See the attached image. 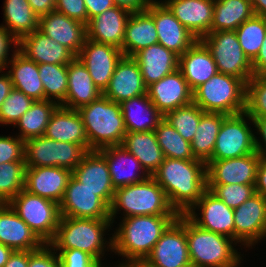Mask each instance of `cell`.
<instances>
[{
  "instance_id": "6da1fadb",
  "label": "cell",
  "mask_w": 266,
  "mask_h": 267,
  "mask_svg": "<svg viewBox=\"0 0 266 267\" xmlns=\"http://www.w3.org/2000/svg\"><path fill=\"white\" fill-rule=\"evenodd\" d=\"M178 216L140 215L118 219L119 223L114 222L113 256L121 257L114 262V267H121L131 261L145 260L156 242Z\"/></svg>"
},
{
  "instance_id": "7a4b0ae2",
  "label": "cell",
  "mask_w": 266,
  "mask_h": 267,
  "mask_svg": "<svg viewBox=\"0 0 266 267\" xmlns=\"http://www.w3.org/2000/svg\"><path fill=\"white\" fill-rule=\"evenodd\" d=\"M152 177L178 214L188 212L207 190L206 162L200 159L164 158Z\"/></svg>"
},
{
  "instance_id": "3957f363",
  "label": "cell",
  "mask_w": 266,
  "mask_h": 267,
  "mask_svg": "<svg viewBox=\"0 0 266 267\" xmlns=\"http://www.w3.org/2000/svg\"><path fill=\"white\" fill-rule=\"evenodd\" d=\"M112 228L113 224L110 219L61 216L55 237L49 245L54 250L78 249L87 252L103 267H112L113 262L109 260L108 263L107 260L108 255L114 259L113 256L111 257V254L113 255Z\"/></svg>"
},
{
  "instance_id": "277c9868",
  "label": "cell",
  "mask_w": 266,
  "mask_h": 267,
  "mask_svg": "<svg viewBox=\"0 0 266 267\" xmlns=\"http://www.w3.org/2000/svg\"><path fill=\"white\" fill-rule=\"evenodd\" d=\"M186 238L193 267H244L245 250L235 240L197 226L187 215Z\"/></svg>"
},
{
  "instance_id": "5b68a950",
  "label": "cell",
  "mask_w": 266,
  "mask_h": 267,
  "mask_svg": "<svg viewBox=\"0 0 266 267\" xmlns=\"http://www.w3.org/2000/svg\"><path fill=\"white\" fill-rule=\"evenodd\" d=\"M140 215H179L170 206L164 190L152 176L143 182L122 186L114 191L110 205L112 224L119 218Z\"/></svg>"
},
{
  "instance_id": "8992f818",
  "label": "cell",
  "mask_w": 266,
  "mask_h": 267,
  "mask_svg": "<svg viewBox=\"0 0 266 267\" xmlns=\"http://www.w3.org/2000/svg\"><path fill=\"white\" fill-rule=\"evenodd\" d=\"M88 139V151L122 145L127 133L121 105L104 95L77 110Z\"/></svg>"
},
{
  "instance_id": "52a82bcc",
  "label": "cell",
  "mask_w": 266,
  "mask_h": 267,
  "mask_svg": "<svg viewBox=\"0 0 266 267\" xmlns=\"http://www.w3.org/2000/svg\"><path fill=\"white\" fill-rule=\"evenodd\" d=\"M193 103L204 112L236 115L245 112L246 83L217 72L193 91Z\"/></svg>"
},
{
  "instance_id": "ba28073f",
  "label": "cell",
  "mask_w": 266,
  "mask_h": 267,
  "mask_svg": "<svg viewBox=\"0 0 266 267\" xmlns=\"http://www.w3.org/2000/svg\"><path fill=\"white\" fill-rule=\"evenodd\" d=\"M8 204L44 244L53 240L61 218L58 203L23 189Z\"/></svg>"
},
{
  "instance_id": "9c48e42d",
  "label": "cell",
  "mask_w": 266,
  "mask_h": 267,
  "mask_svg": "<svg viewBox=\"0 0 266 267\" xmlns=\"http://www.w3.org/2000/svg\"><path fill=\"white\" fill-rule=\"evenodd\" d=\"M209 49L217 71L247 83L254 75L252 62L243 52L235 31H211L200 39Z\"/></svg>"
},
{
  "instance_id": "30bf717a",
  "label": "cell",
  "mask_w": 266,
  "mask_h": 267,
  "mask_svg": "<svg viewBox=\"0 0 266 267\" xmlns=\"http://www.w3.org/2000/svg\"><path fill=\"white\" fill-rule=\"evenodd\" d=\"M26 168L63 167L73 171L87 151L78 144L59 142L45 136L24 141Z\"/></svg>"
},
{
  "instance_id": "8fae6325",
  "label": "cell",
  "mask_w": 266,
  "mask_h": 267,
  "mask_svg": "<svg viewBox=\"0 0 266 267\" xmlns=\"http://www.w3.org/2000/svg\"><path fill=\"white\" fill-rule=\"evenodd\" d=\"M256 152L254 123L246 112L227 115L220 127L212 157L222 160Z\"/></svg>"
},
{
  "instance_id": "7c38bea8",
  "label": "cell",
  "mask_w": 266,
  "mask_h": 267,
  "mask_svg": "<svg viewBox=\"0 0 266 267\" xmlns=\"http://www.w3.org/2000/svg\"><path fill=\"white\" fill-rule=\"evenodd\" d=\"M234 240L245 250H252L266 239V199L253 194L234 209Z\"/></svg>"
},
{
  "instance_id": "4fadbf2b",
  "label": "cell",
  "mask_w": 266,
  "mask_h": 267,
  "mask_svg": "<svg viewBox=\"0 0 266 267\" xmlns=\"http://www.w3.org/2000/svg\"><path fill=\"white\" fill-rule=\"evenodd\" d=\"M146 262L154 267H191L186 238V214H179L154 245Z\"/></svg>"
},
{
  "instance_id": "5bb4252c",
  "label": "cell",
  "mask_w": 266,
  "mask_h": 267,
  "mask_svg": "<svg viewBox=\"0 0 266 267\" xmlns=\"http://www.w3.org/2000/svg\"><path fill=\"white\" fill-rule=\"evenodd\" d=\"M197 226L234 240V209L208 189L185 213Z\"/></svg>"
},
{
  "instance_id": "9a60e30c",
  "label": "cell",
  "mask_w": 266,
  "mask_h": 267,
  "mask_svg": "<svg viewBox=\"0 0 266 267\" xmlns=\"http://www.w3.org/2000/svg\"><path fill=\"white\" fill-rule=\"evenodd\" d=\"M59 206L61 216L110 219V207L95 192L84 187L73 176L68 181L64 197Z\"/></svg>"
},
{
  "instance_id": "2e32d148",
  "label": "cell",
  "mask_w": 266,
  "mask_h": 267,
  "mask_svg": "<svg viewBox=\"0 0 266 267\" xmlns=\"http://www.w3.org/2000/svg\"><path fill=\"white\" fill-rule=\"evenodd\" d=\"M122 50L109 44L86 39L76 56L88 69L93 83L102 91L108 87L118 61L122 58Z\"/></svg>"
},
{
  "instance_id": "e0dca14e",
  "label": "cell",
  "mask_w": 266,
  "mask_h": 267,
  "mask_svg": "<svg viewBox=\"0 0 266 267\" xmlns=\"http://www.w3.org/2000/svg\"><path fill=\"white\" fill-rule=\"evenodd\" d=\"M261 158L254 152L238 158L208 160L207 184H255Z\"/></svg>"
},
{
  "instance_id": "ac0fdd59",
  "label": "cell",
  "mask_w": 266,
  "mask_h": 267,
  "mask_svg": "<svg viewBox=\"0 0 266 267\" xmlns=\"http://www.w3.org/2000/svg\"><path fill=\"white\" fill-rule=\"evenodd\" d=\"M146 11L154 19L158 43L178 56H181L198 40L166 5L150 4Z\"/></svg>"
},
{
  "instance_id": "d6986e66",
  "label": "cell",
  "mask_w": 266,
  "mask_h": 267,
  "mask_svg": "<svg viewBox=\"0 0 266 267\" xmlns=\"http://www.w3.org/2000/svg\"><path fill=\"white\" fill-rule=\"evenodd\" d=\"M72 176L110 207L115 188L106 159L98 150L88 151L72 171Z\"/></svg>"
},
{
  "instance_id": "ffe728a7",
  "label": "cell",
  "mask_w": 266,
  "mask_h": 267,
  "mask_svg": "<svg viewBox=\"0 0 266 267\" xmlns=\"http://www.w3.org/2000/svg\"><path fill=\"white\" fill-rule=\"evenodd\" d=\"M147 95L163 116L193 102V91L179 69L149 85Z\"/></svg>"
},
{
  "instance_id": "44dd1931",
  "label": "cell",
  "mask_w": 266,
  "mask_h": 267,
  "mask_svg": "<svg viewBox=\"0 0 266 267\" xmlns=\"http://www.w3.org/2000/svg\"><path fill=\"white\" fill-rule=\"evenodd\" d=\"M38 30L67 47L75 56L87 39L85 24L56 10L39 17Z\"/></svg>"
},
{
  "instance_id": "7402d4cb",
  "label": "cell",
  "mask_w": 266,
  "mask_h": 267,
  "mask_svg": "<svg viewBox=\"0 0 266 267\" xmlns=\"http://www.w3.org/2000/svg\"><path fill=\"white\" fill-rule=\"evenodd\" d=\"M144 94H147V87L137 61L133 57L123 55L118 61L103 95L120 104L125 100Z\"/></svg>"
},
{
  "instance_id": "603a6c76",
  "label": "cell",
  "mask_w": 266,
  "mask_h": 267,
  "mask_svg": "<svg viewBox=\"0 0 266 267\" xmlns=\"http://www.w3.org/2000/svg\"><path fill=\"white\" fill-rule=\"evenodd\" d=\"M71 176L72 171L63 167L26 168L24 189L60 204Z\"/></svg>"
},
{
  "instance_id": "cb8c5ba5",
  "label": "cell",
  "mask_w": 266,
  "mask_h": 267,
  "mask_svg": "<svg viewBox=\"0 0 266 267\" xmlns=\"http://www.w3.org/2000/svg\"><path fill=\"white\" fill-rule=\"evenodd\" d=\"M17 50L37 64H69L76 57L67 47L38 29L21 37Z\"/></svg>"
},
{
  "instance_id": "d4e9b609",
  "label": "cell",
  "mask_w": 266,
  "mask_h": 267,
  "mask_svg": "<svg viewBox=\"0 0 266 267\" xmlns=\"http://www.w3.org/2000/svg\"><path fill=\"white\" fill-rule=\"evenodd\" d=\"M130 15L131 12L117 6L105 10L88 21L86 25L87 38L95 42L113 45L122 50L125 27Z\"/></svg>"
},
{
  "instance_id": "484cf974",
  "label": "cell",
  "mask_w": 266,
  "mask_h": 267,
  "mask_svg": "<svg viewBox=\"0 0 266 267\" xmlns=\"http://www.w3.org/2000/svg\"><path fill=\"white\" fill-rule=\"evenodd\" d=\"M106 159L114 188L143 182L149 177L140 162L122 145L98 150Z\"/></svg>"
},
{
  "instance_id": "4316f807",
  "label": "cell",
  "mask_w": 266,
  "mask_h": 267,
  "mask_svg": "<svg viewBox=\"0 0 266 267\" xmlns=\"http://www.w3.org/2000/svg\"><path fill=\"white\" fill-rule=\"evenodd\" d=\"M0 243L13 251H35L44 245L8 203L0 209Z\"/></svg>"
},
{
  "instance_id": "83f0119b",
  "label": "cell",
  "mask_w": 266,
  "mask_h": 267,
  "mask_svg": "<svg viewBox=\"0 0 266 267\" xmlns=\"http://www.w3.org/2000/svg\"><path fill=\"white\" fill-rule=\"evenodd\" d=\"M166 6L197 39L211 32L214 0H171Z\"/></svg>"
},
{
  "instance_id": "f1b7e54d",
  "label": "cell",
  "mask_w": 266,
  "mask_h": 267,
  "mask_svg": "<svg viewBox=\"0 0 266 267\" xmlns=\"http://www.w3.org/2000/svg\"><path fill=\"white\" fill-rule=\"evenodd\" d=\"M178 69L192 91L218 72L209 49L200 39L179 56Z\"/></svg>"
},
{
  "instance_id": "f546056e",
  "label": "cell",
  "mask_w": 266,
  "mask_h": 267,
  "mask_svg": "<svg viewBox=\"0 0 266 267\" xmlns=\"http://www.w3.org/2000/svg\"><path fill=\"white\" fill-rule=\"evenodd\" d=\"M133 58L141 69L146 87L176 71L179 64V56L159 43L140 50Z\"/></svg>"
},
{
  "instance_id": "4dcf8cb0",
  "label": "cell",
  "mask_w": 266,
  "mask_h": 267,
  "mask_svg": "<svg viewBox=\"0 0 266 267\" xmlns=\"http://www.w3.org/2000/svg\"><path fill=\"white\" fill-rule=\"evenodd\" d=\"M67 74L68 91L65 101L60 106L78 110L103 95L93 83L88 69L77 57L67 64Z\"/></svg>"
},
{
  "instance_id": "1f68e13d",
  "label": "cell",
  "mask_w": 266,
  "mask_h": 267,
  "mask_svg": "<svg viewBox=\"0 0 266 267\" xmlns=\"http://www.w3.org/2000/svg\"><path fill=\"white\" fill-rule=\"evenodd\" d=\"M45 137L59 142L81 145L88 152V139L77 110L58 106L48 122Z\"/></svg>"
},
{
  "instance_id": "d6a6232c",
  "label": "cell",
  "mask_w": 266,
  "mask_h": 267,
  "mask_svg": "<svg viewBox=\"0 0 266 267\" xmlns=\"http://www.w3.org/2000/svg\"><path fill=\"white\" fill-rule=\"evenodd\" d=\"M5 70L10 76L13 88L22 91L34 101L44 100L43 82L36 62L27 59L17 50L7 62Z\"/></svg>"
},
{
  "instance_id": "836d02e7",
  "label": "cell",
  "mask_w": 266,
  "mask_h": 267,
  "mask_svg": "<svg viewBox=\"0 0 266 267\" xmlns=\"http://www.w3.org/2000/svg\"><path fill=\"white\" fill-rule=\"evenodd\" d=\"M156 43L158 34L153 17L146 10L131 13L125 27L123 55L133 57L140 50Z\"/></svg>"
},
{
  "instance_id": "e575fe53",
  "label": "cell",
  "mask_w": 266,
  "mask_h": 267,
  "mask_svg": "<svg viewBox=\"0 0 266 267\" xmlns=\"http://www.w3.org/2000/svg\"><path fill=\"white\" fill-rule=\"evenodd\" d=\"M120 105L127 133L154 131L164 118L147 94L125 100Z\"/></svg>"
},
{
  "instance_id": "d590c367",
  "label": "cell",
  "mask_w": 266,
  "mask_h": 267,
  "mask_svg": "<svg viewBox=\"0 0 266 267\" xmlns=\"http://www.w3.org/2000/svg\"><path fill=\"white\" fill-rule=\"evenodd\" d=\"M122 146L134 155L149 176L157 171L165 158L154 131L128 132Z\"/></svg>"
},
{
  "instance_id": "8d00e7d4",
  "label": "cell",
  "mask_w": 266,
  "mask_h": 267,
  "mask_svg": "<svg viewBox=\"0 0 266 267\" xmlns=\"http://www.w3.org/2000/svg\"><path fill=\"white\" fill-rule=\"evenodd\" d=\"M1 25L18 41L38 29L39 16L28 0H4Z\"/></svg>"
},
{
  "instance_id": "74e56055",
  "label": "cell",
  "mask_w": 266,
  "mask_h": 267,
  "mask_svg": "<svg viewBox=\"0 0 266 267\" xmlns=\"http://www.w3.org/2000/svg\"><path fill=\"white\" fill-rule=\"evenodd\" d=\"M254 15L250 0H214L211 31H235Z\"/></svg>"
},
{
  "instance_id": "f35d334b",
  "label": "cell",
  "mask_w": 266,
  "mask_h": 267,
  "mask_svg": "<svg viewBox=\"0 0 266 267\" xmlns=\"http://www.w3.org/2000/svg\"><path fill=\"white\" fill-rule=\"evenodd\" d=\"M59 105L50 100L34 101L11 128H18L15 134L22 140L44 136L51 115Z\"/></svg>"
},
{
  "instance_id": "ab89813d",
  "label": "cell",
  "mask_w": 266,
  "mask_h": 267,
  "mask_svg": "<svg viewBox=\"0 0 266 267\" xmlns=\"http://www.w3.org/2000/svg\"><path fill=\"white\" fill-rule=\"evenodd\" d=\"M226 114L205 112L191 142L194 157L207 162L213 154L216 139Z\"/></svg>"
},
{
  "instance_id": "60d3db41",
  "label": "cell",
  "mask_w": 266,
  "mask_h": 267,
  "mask_svg": "<svg viewBox=\"0 0 266 267\" xmlns=\"http://www.w3.org/2000/svg\"><path fill=\"white\" fill-rule=\"evenodd\" d=\"M39 76L43 82L44 100L61 105L68 91L67 64H38Z\"/></svg>"
},
{
  "instance_id": "b9f144b4",
  "label": "cell",
  "mask_w": 266,
  "mask_h": 267,
  "mask_svg": "<svg viewBox=\"0 0 266 267\" xmlns=\"http://www.w3.org/2000/svg\"><path fill=\"white\" fill-rule=\"evenodd\" d=\"M154 132L165 158L182 160L196 159L192 153L191 143L184 140L164 118L159 122Z\"/></svg>"
},
{
  "instance_id": "7bdbcfd3",
  "label": "cell",
  "mask_w": 266,
  "mask_h": 267,
  "mask_svg": "<svg viewBox=\"0 0 266 267\" xmlns=\"http://www.w3.org/2000/svg\"><path fill=\"white\" fill-rule=\"evenodd\" d=\"M235 33L243 52L252 62L258 55L266 35V18L254 15L244 21Z\"/></svg>"
},
{
  "instance_id": "ee69618b",
  "label": "cell",
  "mask_w": 266,
  "mask_h": 267,
  "mask_svg": "<svg viewBox=\"0 0 266 267\" xmlns=\"http://www.w3.org/2000/svg\"><path fill=\"white\" fill-rule=\"evenodd\" d=\"M204 113L198 105L192 102L168 112L164 119L175 128L184 140L191 143Z\"/></svg>"
},
{
  "instance_id": "f6af8a7d",
  "label": "cell",
  "mask_w": 266,
  "mask_h": 267,
  "mask_svg": "<svg viewBox=\"0 0 266 267\" xmlns=\"http://www.w3.org/2000/svg\"><path fill=\"white\" fill-rule=\"evenodd\" d=\"M25 162H6L0 165V197L8 203L25 184Z\"/></svg>"
},
{
  "instance_id": "bcb514c9",
  "label": "cell",
  "mask_w": 266,
  "mask_h": 267,
  "mask_svg": "<svg viewBox=\"0 0 266 267\" xmlns=\"http://www.w3.org/2000/svg\"><path fill=\"white\" fill-rule=\"evenodd\" d=\"M34 100L22 91L13 88L0 108V127L14 126L20 117L30 109Z\"/></svg>"
},
{
  "instance_id": "7dc6e473",
  "label": "cell",
  "mask_w": 266,
  "mask_h": 267,
  "mask_svg": "<svg viewBox=\"0 0 266 267\" xmlns=\"http://www.w3.org/2000/svg\"><path fill=\"white\" fill-rule=\"evenodd\" d=\"M245 112L250 118L266 117V76L253 75L246 83Z\"/></svg>"
},
{
  "instance_id": "c3c4849f",
  "label": "cell",
  "mask_w": 266,
  "mask_h": 267,
  "mask_svg": "<svg viewBox=\"0 0 266 267\" xmlns=\"http://www.w3.org/2000/svg\"><path fill=\"white\" fill-rule=\"evenodd\" d=\"M207 189L232 209L255 194V184H207Z\"/></svg>"
},
{
  "instance_id": "681fc988",
  "label": "cell",
  "mask_w": 266,
  "mask_h": 267,
  "mask_svg": "<svg viewBox=\"0 0 266 267\" xmlns=\"http://www.w3.org/2000/svg\"><path fill=\"white\" fill-rule=\"evenodd\" d=\"M14 134L0 135V165L6 162H25L24 140Z\"/></svg>"
},
{
  "instance_id": "f907efd6",
  "label": "cell",
  "mask_w": 266,
  "mask_h": 267,
  "mask_svg": "<svg viewBox=\"0 0 266 267\" xmlns=\"http://www.w3.org/2000/svg\"><path fill=\"white\" fill-rule=\"evenodd\" d=\"M55 252L59 256L61 267H103L93 256L78 249Z\"/></svg>"
},
{
  "instance_id": "816d5d0a",
  "label": "cell",
  "mask_w": 266,
  "mask_h": 267,
  "mask_svg": "<svg viewBox=\"0 0 266 267\" xmlns=\"http://www.w3.org/2000/svg\"><path fill=\"white\" fill-rule=\"evenodd\" d=\"M28 267H61V263L55 250L49 244H44L38 250L29 251Z\"/></svg>"
},
{
  "instance_id": "f5cc1de1",
  "label": "cell",
  "mask_w": 266,
  "mask_h": 267,
  "mask_svg": "<svg viewBox=\"0 0 266 267\" xmlns=\"http://www.w3.org/2000/svg\"><path fill=\"white\" fill-rule=\"evenodd\" d=\"M55 10L85 25L88 23L84 0H56Z\"/></svg>"
},
{
  "instance_id": "db71d44e",
  "label": "cell",
  "mask_w": 266,
  "mask_h": 267,
  "mask_svg": "<svg viewBox=\"0 0 266 267\" xmlns=\"http://www.w3.org/2000/svg\"><path fill=\"white\" fill-rule=\"evenodd\" d=\"M18 49V41L0 25V70L5 69L7 62Z\"/></svg>"
},
{
  "instance_id": "11a10c76",
  "label": "cell",
  "mask_w": 266,
  "mask_h": 267,
  "mask_svg": "<svg viewBox=\"0 0 266 267\" xmlns=\"http://www.w3.org/2000/svg\"><path fill=\"white\" fill-rule=\"evenodd\" d=\"M254 123L256 152L266 158V117L251 118Z\"/></svg>"
},
{
  "instance_id": "9f6ffc18",
  "label": "cell",
  "mask_w": 266,
  "mask_h": 267,
  "mask_svg": "<svg viewBox=\"0 0 266 267\" xmlns=\"http://www.w3.org/2000/svg\"><path fill=\"white\" fill-rule=\"evenodd\" d=\"M84 3L87 9L88 21L115 6L113 0H84Z\"/></svg>"
},
{
  "instance_id": "6f0895ef",
  "label": "cell",
  "mask_w": 266,
  "mask_h": 267,
  "mask_svg": "<svg viewBox=\"0 0 266 267\" xmlns=\"http://www.w3.org/2000/svg\"><path fill=\"white\" fill-rule=\"evenodd\" d=\"M255 193L260 194L266 199V158L262 157L258 164Z\"/></svg>"
},
{
  "instance_id": "680465c9",
  "label": "cell",
  "mask_w": 266,
  "mask_h": 267,
  "mask_svg": "<svg viewBox=\"0 0 266 267\" xmlns=\"http://www.w3.org/2000/svg\"><path fill=\"white\" fill-rule=\"evenodd\" d=\"M114 5L131 13L145 11L150 5L149 0H113Z\"/></svg>"
},
{
  "instance_id": "91938a15",
  "label": "cell",
  "mask_w": 266,
  "mask_h": 267,
  "mask_svg": "<svg viewBox=\"0 0 266 267\" xmlns=\"http://www.w3.org/2000/svg\"><path fill=\"white\" fill-rule=\"evenodd\" d=\"M252 70L254 75L266 76V35L258 55L252 61Z\"/></svg>"
},
{
  "instance_id": "94428289",
  "label": "cell",
  "mask_w": 266,
  "mask_h": 267,
  "mask_svg": "<svg viewBox=\"0 0 266 267\" xmlns=\"http://www.w3.org/2000/svg\"><path fill=\"white\" fill-rule=\"evenodd\" d=\"M55 1L56 0H28L31 8L39 17L55 10Z\"/></svg>"
},
{
  "instance_id": "6125c7cd",
  "label": "cell",
  "mask_w": 266,
  "mask_h": 267,
  "mask_svg": "<svg viewBox=\"0 0 266 267\" xmlns=\"http://www.w3.org/2000/svg\"><path fill=\"white\" fill-rule=\"evenodd\" d=\"M29 251H13L4 267H28Z\"/></svg>"
},
{
  "instance_id": "be15d7a7",
  "label": "cell",
  "mask_w": 266,
  "mask_h": 267,
  "mask_svg": "<svg viewBox=\"0 0 266 267\" xmlns=\"http://www.w3.org/2000/svg\"><path fill=\"white\" fill-rule=\"evenodd\" d=\"M12 89L13 85L9 74L5 69L0 70V108Z\"/></svg>"
},
{
  "instance_id": "e7e4bbea",
  "label": "cell",
  "mask_w": 266,
  "mask_h": 267,
  "mask_svg": "<svg viewBox=\"0 0 266 267\" xmlns=\"http://www.w3.org/2000/svg\"><path fill=\"white\" fill-rule=\"evenodd\" d=\"M255 15L266 18V0H250Z\"/></svg>"
},
{
  "instance_id": "03108f58",
  "label": "cell",
  "mask_w": 266,
  "mask_h": 267,
  "mask_svg": "<svg viewBox=\"0 0 266 267\" xmlns=\"http://www.w3.org/2000/svg\"><path fill=\"white\" fill-rule=\"evenodd\" d=\"M12 253L11 248L0 243V267H4Z\"/></svg>"
},
{
  "instance_id": "003e7915",
  "label": "cell",
  "mask_w": 266,
  "mask_h": 267,
  "mask_svg": "<svg viewBox=\"0 0 266 267\" xmlns=\"http://www.w3.org/2000/svg\"><path fill=\"white\" fill-rule=\"evenodd\" d=\"M121 267H154V266L150 265L145 260H136V261L128 262Z\"/></svg>"
},
{
  "instance_id": "a7ac6f4b",
  "label": "cell",
  "mask_w": 266,
  "mask_h": 267,
  "mask_svg": "<svg viewBox=\"0 0 266 267\" xmlns=\"http://www.w3.org/2000/svg\"><path fill=\"white\" fill-rule=\"evenodd\" d=\"M171 0H149L150 4L166 5Z\"/></svg>"
},
{
  "instance_id": "89a4df30",
  "label": "cell",
  "mask_w": 266,
  "mask_h": 267,
  "mask_svg": "<svg viewBox=\"0 0 266 267\" xmlns=\"http://www.w3.org/2000/svg\"><path fill=\"white\" fill-rule=\"evenodd\" d=\"M6 204V202L0 197V209Z\"/></svg>"
}]
</instances>
